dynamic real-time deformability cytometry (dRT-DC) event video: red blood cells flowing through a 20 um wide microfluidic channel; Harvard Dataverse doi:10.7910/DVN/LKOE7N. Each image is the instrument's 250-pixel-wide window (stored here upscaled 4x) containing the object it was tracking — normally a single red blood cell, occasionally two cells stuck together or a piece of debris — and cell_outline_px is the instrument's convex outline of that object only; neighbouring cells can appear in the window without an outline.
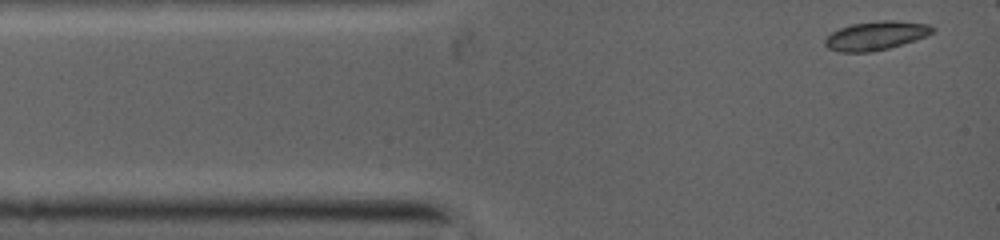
{"species": "common noctule bat (a hibernating species)", "species_latin": "Nyctalus noctula", "temperature_condition": "warm", "stored_images_in_passage": 20, "camera_frame_rate_fps": 5000, "um_per_image_px": 0.085, "animal": {"sex": "female", "body_mass_g": 19.0, "forearm_length_mm": 53.3}, "frame": {"image": 1, "passage_image": 1, "time_ms": 0.0, "image_size_px": [1000, 240], "cell_outline_px": [[932, 32], [924, 36], [888, 48], [868, 52], [840, 52], [828, 48], [824, 44], [824, 40], [832, 32], [840, 28], [852, 24], [928, 24], [932, 28]], "centroid_in_image_um": [74.29, 3.11], "position_along_channel_um": 10.7, "area_um2": 16.3}}
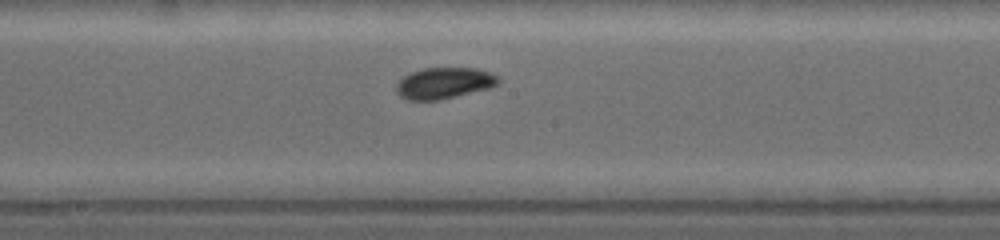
{"frame": {"image": 2, "passage_image": 13, "time_ms": 5.6, "image_size_px": [1000, 240], "cell_outline_px": [[500, 80], [496, 84], [488, 88], [440, 100], [408, 100], [400, 96], [396, 92], [396, 84], [404, 76], [412, 72], [424, 68], [476, 68], [488, 72], [496, 76]], "centroid_in_image_um": [37.71, 7.07], "position_along_channel_um": 210.5, "area_um2": 18.32}}
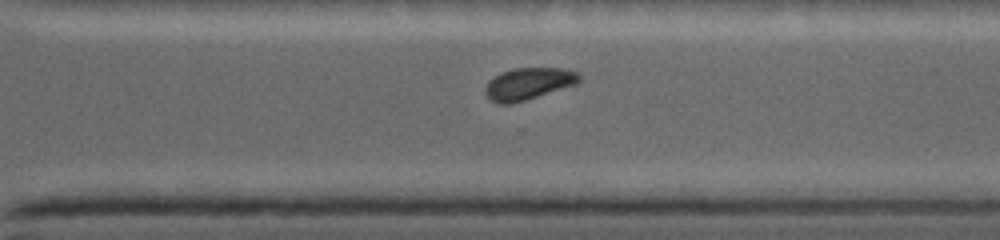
{"frame": {"image": 3, "passage_image": 20, "time_ms": 8.2, "image_size_px": [1000, 240], "cell_outline_px": [[580, 80], [576, 84], [524, 100], [508, 104], [504, 104], [492, 100], [484, 92], [484, 88], [488, 80], [492, 76], [500, 72], [512, 68], [564, 68], [576, 72], [580, 76]], "centroid_in_image_um": [44.87, 7.09], "position_along_channel_um": 325.7, "area_um2": 17.34}}